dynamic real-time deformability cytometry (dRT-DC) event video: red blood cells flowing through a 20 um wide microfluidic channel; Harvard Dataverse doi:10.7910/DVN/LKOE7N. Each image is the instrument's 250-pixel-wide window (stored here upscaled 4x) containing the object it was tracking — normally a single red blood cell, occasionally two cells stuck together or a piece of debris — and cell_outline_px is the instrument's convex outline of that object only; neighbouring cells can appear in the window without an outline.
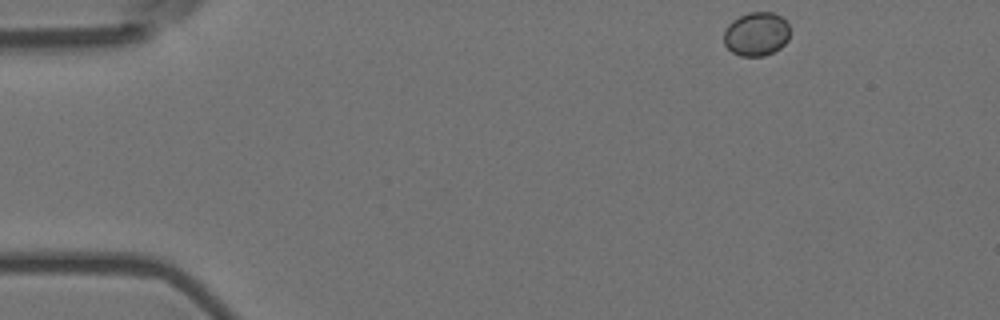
{"species": "Egyptian fruit bat (a non-hibernating species)", "species_latin": "Rousettus aegyptiacus", "temperature_condition": "room temperature", "stored_images_in_passage": 51, "camera_frame_rate_fps": 3000, "um_per_image_px": 0.085, "animal": {"sex": "female"}, "frame": {"image": 1, "passage_image": 1, "time_ms": 0.0, "image_size_px": [1000, 320], "cell_outline_px": [[788, 40], [780, 48], [764, 56], [740, 56], [732, 52], [724, 44], [724, 32], [728, 24], [732, 20], [748, 12], [772, 12], [780, 16], [788, 24]], "centroid_in_image_um": [64.27, 2.89], "position_along_channel_um": 20.7, "area_um2": 16.82}}
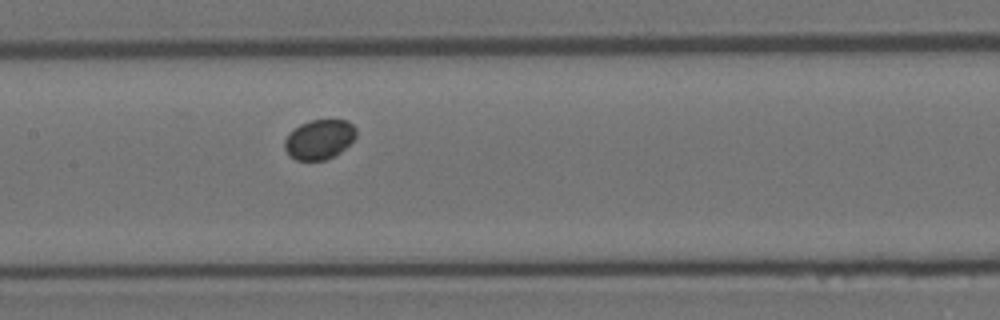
{"frame": {"image": 2, "passage_image": 22, "time_ms": 7.0, "image_size_px": [1000, 320], "cell_outline_px": [[356, 136], [340, 152], [324, 160], [296, 160], [288, 156], [284, 148], [284, 140], [288, 132], [300, 124], [312, 120], [348, 120], [356, 128]], "centroid_in_image_um": [27.1, 11.84], "position_along_channel_um": 180.3, "area_um2": 16.59}}
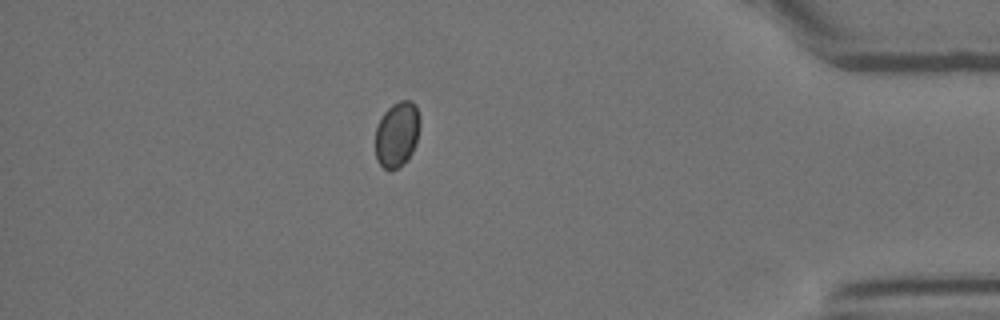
{"frame": {"image": 3, "passage_image": 44, "time_ms": 14.333, "image_size_px": [1000, 320], "cell_outline_px": [[420, 128], [416, 144], [408, 160], [404, 164], [388, 172], [376, 160], [376, 128], [384, 112], [392, 104], [400, 100], [412, 100], [416, 104], [420, 116]], "centroid_in_image_um": [33.78, 11.41], "position_along_channel_um": 401.4, "area_um2": 17.34}}